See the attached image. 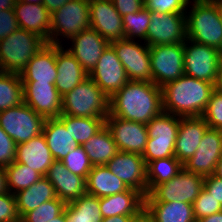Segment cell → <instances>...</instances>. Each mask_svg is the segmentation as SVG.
<instances>
[{"label":"cell","instance_id":"obj_1","mask_svg":"<svg viewBox=\"0 0 222 222\" xmlns=\"http://www.w3.org/2000/svg\"><path fill=\"white\" fill-rule=\"evenodd\" d=\"M162 112V90L153 82L128 81L109 99V113L125 120L147 125Z\"/></svg>","mask_w":222,"mask_h":222},{"label":"cell","instance_id":"obj_2","mask_svg":"<svg viewBox=\"0 0 222 222\" xmlns=\"http://www.w3.org/2000/svg\"><path fill=\"white\" fill-rule=\"evenodd\" d=\"M215 88L213 83L184 74L161 87L163 111L179 117H200Z\"/></svg>","mask_w":222,"mask_h":222},{"label":"cell","instance_id":"obj_3","mask_svg":"<svg viewBox=\"0 0 222 222\" xmlns=\"http://www.w3.org/2000/svg\"><path fill=\"white\" fill-rule=\"evenodd\" d=\"M192 4L186 15V37L222 51V2L193 0Z\"/></svg>","mask_w":222,"mask_h":222},{"label":"cell","instance_id":"obj_4","mask_svg":"<svg viewBox=\"0 0 222 222\" xmlns=\"http://www.w3.org/2000/svg\"><path fill=\"white\" fill-rule=\"evenodd\" d=\"M109 97L88 76L62 96V114L73 117L106 118Z\"/></svg>","mask_w":222,"mask_h":222},{"label":"cell","instance_id":"obj_5","mask_svg":"<svg viewBox=\"0 0 222 222\" xmlns=\"http://www.w3.org/2000/svg\"><path fill=\"white\" fill-rule=\"evenodd\" d=\"M45 44L47 42L36 33L18 28L0 40V72L21 74Z\"/></svg>","mask_w":222,"mask_h":222},{"label":"cell","instance_id":"obj_6","mask_svg":"<svg viewBox=\"0 0 222 222\" xmlns=\"http://www.w3.org/2000/svg\"><path fill=\"white\" fill-rule=\"evenodd\" d=\"M89 0H71L51 13L50 44L61 45L60 38L71 39L90 29Z\"/></svg>","mask_w":222,"mask_h":222},{"label":"cell","instance_id":"obj_7","mask_svg":"<svg viewBox=\"0 0 222 222\" xmlns=\"http://www.w3.org/2000/svg\"><path fill=\"white\" fill-rule=\"evenodd\" d=\"M183 45L185 75L217 86L222 51L212 46L196 43L188 38Z\"/></svg>","mask_w":222,"mask_h":222},{"label":"cell","instance_id":"obj_8","mask_svg":"<svg viewBox=\"0 0 222 222\" xmlns=\"http://www.w3.org/2000/svg\"><path fill=\"white\" fill-rule=\"evenodd\" d=\"M204 188V177L184 167L169 181L157 185L144 202H186L193 204Z\"/></svg>","mask_w":222,"mask_h":222},{"label":"cell","instance_id":"obj_9","mask_svg":"<svg viewBox=\"0 0 222 222\" xmlns=\"http://www.w3.org/2000/svg\"><path fill=\"white\" fill-rule=\"evenodd\" d=\"M45 118L24 102L0 112V127L16 144L29 141L42 133Z\"/></svg>","mask_w":222,"mask_h":222},{"label":"cell","instance_id":"obj_10","mask_svg":"<svg viewBox=\"0 0 222 222\" xmlns=\"http://www.w3.org/2000/svg\"><path fill=\"white\" fill-rule=\"evenodd\" d=\"M150 48L152 82L159 87L184 75L183 43L155 45Z\"/></svg>","mask_w":222,"mask_h":222},{"label":"cell","instance_id":"obj_11","mask_svg":"<svg viewBox=\"0 0 222 222\" xmlns=\"http://www.w3.org/2000/svg\"><path fill=\"white\" fill-rule=\"evenodd\" d=\"M110 45L125 68L129 81L152 82L150 48L146 43L141 46L135 40L123 38Z\"/></svg>","mask_w":222,"mask_h":222},{"label":"cell","instance_id":"obj_12","mask_svg":"<svg viewBox=\"0 0 222 222\" xmlns=\"http://www.w3.org/2000/svg\"><path fill=\"white\" fill-rule=\"evenodd\" d=\"M187 13H157L150 11V24L146 34L148 46L184 43Z\"/></svg>","mask_w":222,"mask_h":222},{"label":"cell","instance_id":"obj_13","mask_svg":"<svg viewBox=\"0 0 222 222\" xmlns=\"http://www.w3.org/2000/svg\"><path fill=\"white\" fill-rule=\"evenodd\" d=\"M88 76L109 97V99L129 81L125 68L109 45Z\"/></svg>","mask_w":222,"mask_h":222},{"label":"cell","instance_id":"obj_14","mask_svg":"<svg viewBox=\"0 0 222 222\" xmlns=\"http://www.w3.org/2000/svg\"><path fill=\"white\" fill-rule=\"evenodd\" d=\"M105 125L119 151L143 155L148 140L146 124L117 118L109 113Z\"/></svg>","mask_w":222,"mask_h":222},{"label":"cell","instance_id":"obj_15","mask_svg":"<svg viewBox=\"0 0 222 222\" xmlns=\"http://www.w3.org/2000/svg\"><path fill=\"white\" fill-rule=\"evenodd\" d=\"M105 166L128 188L147 195V168L141 154L119 151Z\"/></svg>","mask_w":222,"mask_h":222},{"label":"cell","instance_id":"obj_16","mask_svg":"<svg viewBox=\"0 0 222 222\" xmlns=\"http://www.w3.org/2000/svg\"><path fill=\"white\" fill-rule=\"evenodd\" d=\"M222 155V130L208 128L194 155L183 167L197 175L207 177L213 175L217 162Z\"/></svg>","mask_w":222,"mask_h":222},{"label":"cell","instance_id":"obj_17","mask_svg":"<svg viewBox=\"0 0 222 222\" xmlns=\"http://www.w3.org/2000/svg\"><path fill=\"white\" fill-rule=\"evenodd\" d=\"M90 25L109 43L125 38L123 19L112 0H89Z\"/></svg>","mask_w":222,"mask_h":222},{"label":"cell","instance_id":"obj_18","mask_svg":"<svg viewBox=\"0 0 222 222\" xmlns=\"http://www.w3.org/2000/svg\"><path fill=\"white\" fill-rule=\"evenodd\" d=\"M24 103L46 118L62 114V96L55 83H23Z\"/></svg>","mask_w":222,"mask_h":222},{"label":"cell","instance_id":"obj_19","mask_svg":"<svg viewBox=\"0 0 222 222\" xmlns=\"http://www.w3.org/2000/svg\"><path fill=\"white\" fill-rule=\"evenodd\" d=\"M69 51L89 74L100 59L102 52L110 45L96 30L90 28L73 36Z\"/></svg>","mask_w":222,"mask_h":222},{"label":"cell","instance_id":"obj_20","mask_svg":"<svg viewBox=\"0 0 222 222\" xmlns=\"http://www.w3.org/2000/svg\"><path fill=\"white\" fill-rule=\"evenodd\" d=\"M208 128L207 122L201 116L180 117L174 157L182 164L189 160L197 151Z\"/></svg>","mask_w":222,"mask_h":222},{"label":"cell","instance_id":"obj_21","mask_svg":"<svg viewBox=\"0 0 222 222\" xmlns=\"http://www.w3.org/2000/svg\"><path fill=\"white\" fill-rule=\"evenodd\" d=\"M54 186L56 196L69 203L87 193L86 179L69 171L61 161H54L45 176Z\"/></svg>","mask_w":222,"mask_h":222},{"label":"cell","instance_id":"obj_22","mask_svg":"<svg viewBox=\"0 0 222 222\" xmlns=\"http://www.w3.org/2000/svg\"><path fill=\"white\" fill-rule=\"evenodd\" d=\"M56 45L45 44L29 61L21 72L22 83H55Z\"/></svg>","mask_w":222,"mask_h":222},{"label":"cell","instance_id":"obj_23","mask_svg":"<svg viewBox=\"0 0 222 222\" xmlns=\"http://www.w3.org/2000/svg\"><path fill=\"white\" fill-rule=\"evenodd\" d=\"M13 9L19 28L36 33L50 44L51 13L43 4L17 0Z\"/></svg>","mask_w":222,"mask_h":222},{"label":"cell","instance_id":"obj_24","mask_svg":"<svg viewBox=\"0 0 222 222\" xmlns=\"http://www.w3.org/2000/svg\"><path fill=\"white\" fill-rule=\"evenodd\" d=\"M54 161L43 133L25 143L16 145L15 162L36 170L42 176H46Z\"/></svg>","mask_w":222,"mask_h":222},{"label":"cell","instance_id":"obj_25","mask_svg":"<svg viewBox=\"0 0 222 222\" xmlns=\"http://www.w3.org/2000/svg\"><path fill=\"white\" fill-rule=\"evenodd\" d=\"M57 77L55 87L61 96L73 90L80 82L88 77L82 65L62 45H56Z\"/></svg>","mask_w":222,"mask_h":222},{"label":"cell","instance_id":"obj_26","mask_svg":"<svg viewBox=\"0 0 222 222\" xmlns=\"http://www.w3.org/2000/svg\"><path fill=\"white\" fill-rule=\"evenodd\" d=\"M145 196L132 188L126 191L99 198L103 218L115 215H135L144 207Z\"/></svg>","mask_w":222,"mask_h":222},{"label":"cell","instance_id":"obj_27","mask_svg":"<svg viewBox=\"0 0 222 222\" xmlns=\"http://www.w3.org/2000/svg\"><path fill=\"white\" fill-rule=\"evenodd\" d=\"M42 133L52 157L56 161L63 160L68 153H71L78 146L70 131L66 130L65 125L58 118H46Z\"/></svg>","mask_w":222,"mask_h":222},{"label":"cell","instance_id":"obj_28","mask_svg":"<svg viewBox=\"0 0 222 222\" xmlns=\"http://www.w3.org/2000/svg\"><path fill=\"white\" fill-rule=\"evenodd\" d=\"M17 210L20 217L27 212L34 210L42 203L55 199L56 193L51 182L43 176L27 189H23L14 194Z\"/></svg>","mask_w":222,"mask_h":222},{"label":"cell","instance_id":"obj_29","mask_svg":"<svg viewBox=\"0 0 222 222\" xmlns=\"http://www.w3.org/2000/svg\"><path fill=\"white\" fill-rule=\"evenodd\" d=\"M128 187L105 165L93 166L86 178V190L98 198L124 192Z\"/></svg>","mask_w":222,"mask_h":222},{"label":"cell","instance_id":"obj_30","mask_svg":"<svg viewBox=\"0 0 222 222\" xmlns=\"http://www.w3.org/2000/svg\"><path fill=\"white\" fill-rule=\"evenodd\" d=\"M82 146L93 166L106 165L119 152L106 125Z\"/></svg>","mask_w":222,"mask_h":222},{"label":"cell","instance_id":"obj_31","mask_svg":"<svg viewBox=\"0 0 222 222\" xmlns=\"http://www.w3.org/2000/svg\"><path fill=\"white\" fill-rule=\"evenodd\" d=\"M155 222H192L193 205L186 202H144Z\"/></svg>","mask_w":222,"mask_h":222},{"label":"cell","instance_id":"obj_32","mask_svg":"<svg viewBox=\"0 0 222 222\" xmlns=\"http://www.w3.org/2000/svg\"><path fill=\"white\" fill-rule=\"evenodd\" d=\"M68 222H102L99 198L88 193L65 205Z\"/></svg>","mask_w":222,"mask_h":222},{"label":"cell","instance_id":"obj_33","mask_svg":"<svg viewBox=\"0 0 222 222\" xmlns=\"http://www.w3.org/2000/svg\"><path fill=\"white\" fill-rule=\"evenodd\" d=\"M58 119L70 131L78 145L86 143L93 135L105 126L106 118L73 117L60 115Z\"/></svg>","mask_w":222,"mask_h":222},{"label":"cell","instance_id":"obj_34","mask_svg":"<svg viewBox=\"0 0 222 222\" xmlns=\"http://www.w3.org/2000/svg\"><path fill=\"white\" fill-rule=\"evenodd\" d=\"M147 194L157 185L169 181L183 168V164L175 157L157 159L146 164Z\"/></svg>","mask_w":222,"mask_h":222},{"label":"cell","instance_id":"obj_35","mask_svg":"<svg viewBox=\"0 0 222 222\" xmlns=\"http://www.w3.org/2000/svg\"><path fill=\"white\" fill-rule=\"evenodd\" d=\"M179 124V116L163 111L148 122V138L154 141L176 142Z\"/></svg>","mask_w":222,"mask_h":222},{"label":"cell","instance_id":"obj_36","mask_svg":"<svg viewBox=\"0 0 222 222\" xmlns=\"http://www.w3.org/2000/svg\"><path fill=\"white\" fill-rule=\"evenodd\" d=\"M24 102L20 74L0 72V112Z\"/></svg>","mask_w":222,"mask_h":222},{"label":"cell","instance_id":"obj_37","mask_svg":"<svg viewBox=\"0 0 222 222\" xmlns=\"http://www.w3.org/2000/svg\"><path fill=\"white\" fill-rule=\"evenodd\" d=\"M8 192L13 195L27 189L43 176L26 165L13 162L5 167Z\"/></svg>","mask_w":222,"mask_h":222},{"label":"cell","instance_id":"obj_38","mask_svg":"<svg viewBox=\"0 0 222 222\" xmlns=\"http://www.w3.org/2000/svg\"><path fill=\"white\" fill-rule=\"evenodd\" d=\"M125 38L134 40L138 37L146 43L147 29L150 24V11L144 6L135 13L122 17Z\"/></svg>","mask_w":222,"mask_h":222},{"label":"cell","instance_id":"obj_39","mask_svg":"<svg viewBox=\"0 0 222 222\" xmlns=\"http://www.w3.org/2000/svg\"><path fill=\"white\" fill-rule=\"evenodd\" d=\"M65 205L63 200L56 197L27 212L22 218L27 222H48L59 216L64 211Z\"/></svg>","mask_w":222,"mask_h":222},{"label":"cell","instance_id":"obj_40","mask_svg":"<svg viewBox=\"0 0 222 222\" xmlns=\"http://www.w3.org/2000/svg\"><path fill=\"white\" fill-rule=\"evenodd\" d=\"M61 162L73 174L84 177L85 179L93 168V165L82 145L76 146V148L71 151V153H68Z\"/></svg>","mask_w":222,"mask_h":222},{"label":"cell","instance_id":"obj_41","mask_svg":"<svg viewBox=\"0 0 222 222\" xmlns=\"http://www.w3.org/2000/svg\"><path fill=\"white\" fill-rule=\"evenodd\" d=\"M211 129L222 130V91L215 88L211 95L207 107L201 116Z\"/></svg>","mask_w":222,"mask_h":222},{"label":"cell","instance_id":"obj_42","mask_svg":"<svg viewBox=\"0 0 222 222\" xmlns=\"http://www.w3.org/2000/svg\"><path fill=\"white\" fill-rule=\"evenodd\" d=\"M192 205L195 219L205 218L222 211V205L204 188Z\"/></svg>","mask_w":222,"mask_h":222},{"label":"cell","instance_id":"obj_43","mask_svg":"<svg viewBox=\"0 0 222 222\" xmlns=\"http://www.w3.org/2000/svg\"><path fill=\"white\" fill-rule=\"evenodd\" d=\"M174 151L175 142L154 141L152 138H148L142 157L147 164L157 159L174 157Z\"/></svg>","mask_w":222,"mask_h":222},{"label":"cell","instance_id":"obj_44","mask_svg":"<svg viewBox=\"0 0 222 222\" xmlns=\"http://www.w3.org/2000/svg\"><path fill=\"white\" fill-rule=\"evenodd\" d=\"M189 2L190 0H144V6L157 13H187Z\"/></svg>","mask_w":222,"mask_h":222},{"label":"cell","instance_id":"obj_45","mask_svg":"<svg viewBox=\"0 0 222 222\" xmlns=\"http://www.w3.org/2000/svg\"><path fill=\"white\" fill-rule=\"evenodd\" d=\"M16 143L9 135L0 127V167H7L15 162Z\"/></svg>","mask_w":222,"mask_h":222},{"label":"cell","instance_id":"obj_46","mask_svg":"<svg viewBox=\"0 0 222 222\" xmlns=\"http://www.w3.org/2000/svg\"><path fill=\"white\" fill-rule=\"evenodd\" d=\"M19 217L15 196L10 192L0 194V222H12Z\"/></svg>","mask_w":222,"mask_h":222},{"label":"cell","instance_id":"obj_47","mask_svg":"<svg viewBox=\"0 0 222 222\" xmlns=\"http://www.w3.org/2000/svg\"><path fill=\"white\" fill-rule=\"evenodd\" d=\"M19 28L14 9L0 11V40Z\"/></svg>","mask_w":222,"mask_h":222},{"label":"cell","instance_id":"obj_48","mask_svg":"<svg viewBox=\"0 0 222 222\" xmlns=\"http://www.w3.org/2000/svg\"><path fill=\"white\" fill-rule=\"evenodd\" d=\"M112 2L121 17L138 12L145 5L144 0H112Z\"/></svg>","mask_w":222,"mask_h":222},{"label":"cell","instance_id":"obj_49","mask_svg":"<svg viewBox=\"0 0 222 222\" xmlns=\"http://www.w3.org/2000/svg\"><path fill=\"white\" fill-rule=\"evenodd\" d=\"M204 189L222 205V179L214 174L204 177Z\"/></svg>","mask_w":222,"mask_h":222},{"label":"cell","instance_id":"obj_50","mask_svg":"<svg viewBox=\"0 0 222 222\" xmlns=\"http://www.w3.org/2000/svg\"><path fill=\"white\" fill-rule=\"evenodd\" d=\"M129 222H155L149 211L143 207L137 214L131 216Z\"/></svg>","mask_w":222,"mask_h":222},{"label":"cell","instance_id":"obj_51","mask_svg":"<svg viewBox=\"0 0 222 222\" xmlns=\"http://www.w3.org/2000/svg\"><path fill=\"white\" fill-rule=\"evenodd\" d=\"M71 0H43V5L52 13Z\"/></svg>","mask_w":222,"mask_h":222},{"label":"cell","instance_id":"obj_52","mask_svg":"<svg viewBox=\"0 0 222 222\" xmlns=\"http://www.w3.org/2000/svg\"><path fill=\"white\" fill-rule=\"evenodd\" d=\"M6 171L4 167H0V194L7 193Z\"/></svg>","mask_w":222,"mask_h":222},{"label":"cell","instance_id":"obj_53","mask_svg":"<svg viewBox=\"0 0 222 222\" xmlns=\"http://www.w3.org/2000/svg\"><path fill=\"white\" fill-rule=\"evenodd\" d=\"M133 215H115L113 217L103 218L102 222H129Z\"/></svg>","mask_w":222,"mask_h":222},{"label":"cell","instance_id":"obj_54","mask_svg":"<svg viewBox=\"0 0 222 222\" xmlns=\"http://www.w3.org/2000/svg\"><path fill=\"white\" fill-rule=\"evenodd\" d=\"M200 221L201 222H222V211L212 214L208 217L201 218Z\"/></svg>","mask_w":222,"mask_h":222},{"label":"cell","instance_id":"obj_55","mask_svg":"<svg viewBox=\"0 0 222 222\" xmlns=\"http://www.w3.org/2000/svg\"><path fill=\"white\" fill-rule=\"evenodd\" d=\"M17 0H0V11L13 9Z\"/></svg>","mask_w":222,"mask_h":222},{"label":"cell","instance_id":"obj_56","mask_svg":"<svg viewBox=\"0 0 222 222\" xmlns=\"http://www.w3.org/2000/svg\"><path fill=\"white\" fill-rule=\"evenodd\" d=\"M214 175L217 176L218 178L222 179V156L219 159V161L217 162V166H216V170H215Z\"/></svg>","mask_w":222,"mask_h":222},{"label":"cell","instance_id":"obj_57","mask_svg":"<svg viewBox=\"0 0 222 222\" xmlns=\"http://www.w3.org/2000/svg\"><path fill=\"white\" fill-rule=\"evenodd\" d=\"M48 222H68V219L66 217L65 210L56 218L49 220Z\"/></svg>","mask_w":222,"mask_h":222},{"label":"cell","instance_id":"obj_58","mask_svg":"<svg viewBox=\"0 0 222 222\" xmlns=\"http://www.w3.org/2000/svg\"><path fill=\"white\" fill-rule=\"evenodd\" d=\"M216 87L219 88L222 91V58H221V61H220L219 81H218Z\"/></svg>","mask_w":222,"mask_h":222},{"label":"cell","instance_id":"obj_59","mask_svg":"<svg viewBox=\"0 0 222 222\" xmlns=\"http://www.w3.org/2000/svg\"><path fill=\"white\" fill-rule=\"evenodd\" d=\"M22 1L32 4H43V0H22Z\"/></svg>","mask_w":222,"mask_h":222},{"label":"cell","instance_id":"obj_60","mask_svg":"<svg viewBox=\"0 0 222 222\" xmlns=\"http://www.w3.org/2000/svg\"><path fill=\"white\" fill-rule=\"evenodd\" d=\"M12 222H27V221L24 220L22 217H19L18 219L14 220Z\"/></svg>","mask_w":222,"mask_h":222},{"label":"cell","instance_id":"obj_61","mask_svg":"<svg viewBox=\"0 0 222 222\" xmlns=\"http://www.w3.org/2000/svg\"><path fill=\"white\" fill-rule=\"evenodd\" d=\"M198 1H220V2H222V0H198Z\"/></svg>","mask_w":222,"mask_h":222},{"label":"cell","instance_id":"obj_62","mask_svg":"<svg viewBox=\"0 0 222 222\" xmlns=\"http://www.w3.org/2000/svg\"><path fill=\"white\" fill-rule=\"evenodd\" d=\"M192 222H201L200 219H194Z\"/></svg>","mask_w":222,"mask_h":222},{"label":"cell","instance_id":"obj_63","mask_svg":"<svg viewBox=\"0 0 222 222\" xmlns=\"http://www.w3.org/2000/svg\"><path fill=\"white\" fill-rule=\"evenodd\" d=\"M220 19H221V25H222V8H221V16H220ZM222 27V26H221Z\"/></svg>","mask_w":222,"mask_h":222}]
</instances>
